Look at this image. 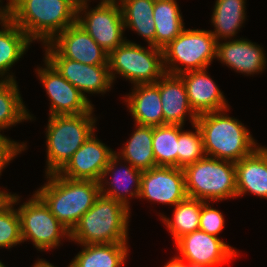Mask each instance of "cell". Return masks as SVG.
Returning a JSON list of instances; mask_svg holds the SVG:
<instances>
[{
    "mask_svg": "<svg viewBox=\"0 0 267 267\" xmlns=\"http://www.w3.org/2000/svg\"><path fill=\"white\" fill-rule=\"evenodd\" d=\"M45 68L36 69L50 99V116L77 115L93 112L94 108L76 87L68 82L47 60Z\"/></svg>",
    "mask_w": 267,
    "mask_h": 267,
    "instance_id": "7c38bea8",
    "label": "cell"
},
{
    "mask_svg": "<svg viewBox=\"0 0 267 267\" xmlns=\"http://www.w3.org/2000/svg\"><path fill=\"white\" fill-rule=\"evenodd\" d=\"M237 197L246 193L267 199V147H258L235 162Z\"/></svg>",
    "mask_w": 267,
    "mask_h": 267,
    "instance_id": "ffe728a7",
    "label": "cell"
},
{
    "mask_svg": "<svg viewBox=\"0 0 267 267\" xmlns=\"http://www.w3.org/2000/svg\"><path fill=\"white\" fill-rule=\"evenodd\" d=\"M100 1L90 11L86 10L87 3L78 5L77 23L109 54L127 40L123 38L125 27L119 2L117 0ZM80 13L82 15L85 13L83 18Z\"/></svg>",
    "mask_w": 267,
    "mask_h": 267,
    "instance_id": "30bf717a",
    "label": "cell"
},
{
    "mask_svg": "<svg viewBox=\"0 0 267 267\" xmlns=\"http://www.w3.org/2000/svg\"><path fill=\"white\" fill-rule=\"evenodd\" d=\"M45 46L47 60L68 82L86 98L85 93H105L112 80L108 65H88L64 58L50 43Z\"/></svg>",
    "mask_w": 267,
    "mask_h": 267,
    "instance_id": "8fae6325",
    "label": "cell"
},
{
    "mask_svg": "<svg viewBox=\"0 0 267 267\" xmlns=\"http://www.w3.org/2000/svg\"><path fill=\"white\" fill-rule=\"evenodd\" d=\"M129 211L123 204L100 194L70 232V239L80 245L127 243Z\"/></svg>",
    "mask_w": 267,
    "mask_h": 267,
    "instance_id": "277c9868",
    "label": "cell"
},
{
    "mask_svg": "<svg viewBox=\"0 0 267 267\" xmlns=\"http://www.w3.org/2000/svg\"><path fill=\"white\" fill-rule=\"evenodd\" d=\"M33 117L21 98L16 80H0V132Z\"/></svg>",
    "mask_w": 267,
    "mask_h": 267,
    "instance_id": "f546056e",
    "label": "cell"
},
{
    "mask_svg": "<svg viewBox=\"0 0 267 267\" xmlns=\"http://www.w3.org/2000/svg\"><path fill=\"white\" fill-rule=\"evenodd\" d=\"M72 1L77 5H81V4L87 3V1L89 0H72Z\"/></svg>",
    "mask_w": 267,
    "mask_h": 267,
    "instance_id": "60d3db41",
    "label": "cell"
},
{
    "mask_svg": "<svg viewBox=\"0 0 267 267\" xmlns=\"http://www.w3.org/2000/svg\"><path fill=\"white\" fill-rule=\"evenodd\" d=\"M195 132L181 131L178 138V168L195 163L204 158L203 138L197 124L192 125Z\"/></svg>",
    "mask_w": 267,
    "mask_h": 267,
    "instance_id": "d6a6232c",
    "label": "cell"
},
{
    "mask_svg": "<svg viewBox=\"0 0 267 267\" xmlns=\"http://www.w3.org/2000/svg\"><path fill=\"white\" fill-rule=\"evenodd\" d=\"M119 161L120 158L115 153L111 157L109 164L104 169L101 180L99 181L100 194L112 198L130 209V202L126 194L131 195L129 197H139L142 171L134 168L131 164L128 167L125 165L124 168L121 166V170H118L116 166H118L117 163H119ZM110 172H112L111 178L113 176V180L108 182V180H106V176L109 175ZM105 184L108 185V188ZM132 185H135L134 188H132Z\"/></svg>",
    "mask_w": 267,
    "mask_h": 267,
    "instance_id": "44dd1931",
    "label": "cell"
},
{
    "mask_svg": "<svg viewBox=\"0 0 267 267\" xmlns=\"http://www.w3.org/2000/svg\"><path fill=\"white\" fill-rule=\"evenodd\" d=\"M123 16L125 29L131 28L141 35L148 45L155 47V22L153 9L155 0H117Z\"/></svg>",
    "mask_w": 267,
    "mask_h": 267,
    "instance_id": "4316f807",
    "label": "cell"
},
{
    "mask_svg": "<svg viewBox=\"0 0 267 267\" xmlns=\"http://www.w3.org/2000/svg\"><path fill=\"white\" fill-rule=\"evenodd\" d=\"M50 44L64 57L88 65H108V53L77 22Z\"/></svg>",
    "mask_w": 267,
    "mask_h": 267,
    "instance_id": "2e32d148",
    "label": "cell"
},
{
    "mask_svg": "<svg viewBox=\"0 0 267 267\" xmlns=\"http://www.w3.org/2000/svg\"><path fill=\"white\" fill-rule=\"evenodd\" d=\"M164 267H190L188 262L180 259L179 257L172 258Z\"/></svg>",
    "mask_w": 267,
    "mask_h": 267,
    "instance_id": "d590c367",
    "label": "cell"
},
{
    "mask_svg": "<svg viewBox=\"0 0 267 267\" xmlns=\"http://www.w3.org/2000/svg\"><path fill=\"white\" fill-rule=\"evenodd\" d=\"M0 267H6V266L0 261Z\"/></svg>",
    "mask_w": 267,
    "mask_h": 267,
    "instance_id": "b9f144b4",
    "label": "cell"
},
{
    "mask_svg": "<svg viewBox=\"0 0 267 267\" xmlns=\"http://www.w3.org/2000/svg\"><path fill=\"white\" fill-rule=\"evenodd\" d=\"M183 171L187 197L205 202L237 197L235 162L205 156Z\"/></svg>",
    "mask_w": 267,
    "mask_h": 267,
    "instance_id": "8992f818",
    "label": "cell"
},
{
    "mask_svg": "<svg viewBox=\"0 0 267 267\" xmlns=\"http://www.w3.org/2000/svg\"><path fill=\"white\" fill-rule=\"evenodd\" d=\"M216 50L217 40L210 30L184 28L162 49L165 73L179 75L191 70L206 69L216 58Z\"/></svg>",
    "mask_w": 267,
    "mask_h": 267,
    "instance_id": "52a82bcc",
    "label": "cell"
},
{
    "mask_svg": "<svg viewBox=\"0 0 267 267\" xmlns=\"http://www.w3.org/2000/svg\"><path fill=\"white\" fill-rule=\"evenodd\" d=\"M176 248L186 262H195L206 267H216L228 262L237 255V251L220 238L202 230H196L180 237Z\"/></svg>",
    "mask_w": 267,
    "mask_h": 267,
    "instance_id": "5bb4252c",
    "label": "cell"
},
{
    "mask_svg": "<svg viewBox=\"0 0 267 267\" xmlns=\"http://www.w3.org/2000/svg\"><path fill=\"white\" fill-rule=\"evenodd\" d=\"M216 58L244 75L262 72L267 62L262 47L242 38L223 43L217 41Z\"/></svg>",
    "mask_w": 267,
    "mask_h": 267,
    "instance_id": "d6986e66",
    "label": "cell"
},
{
    "mask_svg": "<svg viewBox=\"0 0 267 267\" xmlns=\"http://www.w3.org/2000/svg\"><path fill=\"white\" fill-rule=\"evenodd\" d=\"M148 47L151 50L126 40L111 51L108 68L112 83L115 74L130 80L133 85L156 83L165 74L163 51L151 45Z\"/></svg>",
    "mask_w": 267,
    "mask_h": 267,
    "instance_id": "ba28073f",
    "label": "cell"
},
{
    "mask_svg": "<svg viewBox=\"0 0 267 267\" xmlns=\"http://www.w3.org/2000/svg\"><path fill=\"white\" fill-rule=\"evenodd\" d=\"M93 112L49 116L46 129V174L59 172L96 130Z\"/></svg>",
    "mask_w": 267,
    "mask_h": 267,
    "instance_id": "5b68a950",
    "label": "cell"
},
{
    "mask_svg": "<svg viewBox=\"0 0 267 267\" xmlns=\"http://www.w3.org/2000/svg\"><path fill=\"white\" fill-rule=\"evenodd\" d=\"M32 267H55V266L43 259H40L36 261V263Z\"/></svg>",
    "mask_w": 267,
    "mask_h": 267,
    "instance_id": "8d00e7d4",
    "label": "cell"
},
{
    "mask_svg": "<svg viewBox=\"0 0 267 267\" xmlns=\"http://www.w3.org/2000/svg\"><path fill=\"white\" fill-rule=\"evenodd\" d=\"M136 130L119 153L121 160L131 164L141 171L150 170L156 166L152 148L153 127L136 124Z\"/></svg>",
    "mask_w": 267,
    "mask_h": 267,
    "instance_id": "484cf974",
    "label": "cell"
},
{
    "mask_svg": "<svg viewBox=\"0 0 267 267\" xmlns=\"http://www.w3.org/2000/svg\"><path fill=\"white\" fill-rule=\"evenodd\" d=\"M182 127L171 124L153 127L152 148L156 166L178 167V138Z\"/></svg>",
    "mask_w": 267,
    "mask_h": 267,
    "instance_id": "4dcf8cb0",
    "label": "cell"
},
{
    "mask_svg": "<svg viewBox=\"0 0 267 267\" xmlns=\"http://www.w3.org/2000/svg\"><path fill=\"white\" fill-rule=\"evenodd\" d=\"M1 2V1H0ZM6 15V7H0V20Z\"/></svg>",
    "mask_w": 267,
    "mask_h": 267,
    "instance_id": "f35d334b",
    "label": "cell"
},
{
    "mask_svg": "<svg viewBox=\"0 0 267 267\" xmlns=\"http://www.w3.org/2000/svg\"><path fill=\"white\" fill-rule=\"evenodd\" d=\"M1 1V0H0ZM9 2H7V5L10 4L13 0H8Z\"/></svg>",
    "mask_w": 267,
    "mask_h": 267,
    "instance_id": "7bdbcfd3",
    "label": "cell"
},
{
    "mask_svg": "<svg viewBox=\"0 0 267 267\" xmlns=\"http://www.w3.org/2000/svg\"><path fill=\"white\" fill-rule=\"evenodd\" d=\"M155 84L159 87L164 125L183 126L187 113L191 125L196 124L198 116L190 107L185 84L179 75L165 73Z\"/></svg>",
    "mask_w": 267,
    "mask_h": 267,
    "instance_id": "ac0fdd59",
    "label": "cell"
},
{
    "mask_svg": "<svg viewBox=\"0 0 267 267\" xmlns=\"http://www.w3.org/2000/svg\"><path fill=\"white\" fill-rule=\"evenodd\" d=\"M16 194L8 197L0 204V247L12 248L22 243L20 217L14 205L19 201Z\"/></svg>",
    "mask_w": 267,
    "mask_h": 267,
    "instance_id": "1f68e13d",
    "label": "cell"
},
{
    "mask_svg": "<svg viewBox=\"0 0 267 267\" xmlns=\"http://www.w3.org/2000/svg\"><path fill=\"white\" fill-rule=\"evenodd\" d=\"M189 266L190 267H206L202 264H199V263H195V262H188Z\"/></svg>",
    "mask_w": 267,
    "mask_h": 267,
    "instance_id": "ab89813d",
    "label": "cell"
},
{
    "mask_svg": "<svg viewBox=\"0 0 267 267\" xmlns=\"http://www.w3.org/2000/svg\"><path fill=\"white\" fill-rule=\"evenodd\" d=\"M131 94L125 97L129 112L135 124L157 127L164 125V116L160 100L159 87L154 84H138L133 86Z\"/></svg>",
    "mask_w": 267,
    "mask_h": 267,
    "instance_id": "7402d4cb",
    "label": "cell"
},
{
    "mask_svg": "<svg viewBox=\"0 0 267 267\" xmlns=\"http://www.w3.org/2000/svg\"><path fill=\"white\" fill-rule=\"evenodd\" d=\"M0 24L3 27L0 30V78L15 80L7 71L24 55L32 41L7 15ZM7 73L9 75L5 76Z\"/></svg>",
    "mask_w": 267,
    "mask_h": 267,
    "instance_id": "603a6c76",
    "label": "cell"
},
{
    "mask_svg": "<svg viewBox=\"0 0 267 267\" xmlns=\"http://www.w3.org/2000/svg\"><path fill=\"white\" fill-rule=\"evenodd\" d=\"M224 223V217L219 210L212 208L208 202L202 204L199 223L200 230L218 237L217 235L224 228Z\"/></svg>",
    "mask_w": 267,
    "mask_h": 267,
    "instance_id": "836d02e7",
    "label": "cell"
},
{
    "mask_svg": "<svg viewBox=\"0 0 267 267\" xmlns=\"http://www.w3.org/2000/svg\"><path fill=\"white\" fill-rule=\"evenodd\" d=\"M46 176L48 182L35 191V194L71 232L100 195V183L68 179L58 172Z\"/></svg>",
    "mask_w": 267,
    "mask_h": 267,
    "instance_id": "7a4b0ae2",
    "label": "cell"
},
{
    "mask_svg": "<svg viewBox=\"0 0 267 267\" xmlns=\"http://www.w3.org/2000/svg\"><path fill=\"white\" fill-rule=\"evenodd\" d=\"M17 211L22 241L32 240L37 250L46 251L60 246L61 237L66 236L70 240V231L56 219L35 193Z\"/></svg>",
    "mask_w": 267,
    "mask_h": 267,
    "instance_id": "9c48e42d",
    "label": "cell"
},
{
    "mask_svg": "<svg viewBox=\"0 0 267 267\" xmlns=\"http://www.w3.org/2000/svg\"><path fill=\"white\" fill-rule=\"evenodd\" d=\"M245 0H216L211 23L215 31H211L217 41L235 36L245 21Z\"/></svg>",
    "mask_w": 267,
    "mask_h": 267,
    "instance_id": "83f0119b",
    "label": "cell"
},
{
    "mask_svg": "<svg viewBox=\"0 0 267 267\" xmlns=\"http://www.w3.org/2000/svg\"><path fill=\"white\" fill-rule=\"evenodd\" d=\"M115 152L93 133L58 173L72 180L99 182Z\"/></svg>",
    "mask_w": 267,
    "mask_h": 267,
    "instance_id": "9a60e30c",
    "label": "cell"
},
{
    "mask_svg": "<svg viewBox=\"0 0 267 267\" xmlns=\"http://www.w3.org/2000/svg\"><path fill=\"white\" fill-rule=\"evenodd\" d=\"M186 197L183 168L157 166L142 171L138 198L175 206Z\"/></svg>",
    "mask_w": 267,
    "mask_h": 267,
    "instance_id": "4fadbf2b",
    "label": "cell"
},
{
    "mask_svg": "<svg viewBox=\"0 0 267 267\" xmlns=\"http://www.w3.org/2000/svg\"><path fill=\"white\" fill-rule=\"evenodd\" d=\"M23 143V144H22ZM21 144L13 141L0 133V175L4 167L13 160L26 146L24 142Z\"/></svg>",
    "mask_w": 267,
    "mask_h": 267,
    "instance_id": "e575fe53",
    "label": "cell"
},
{
    "mask_svg": "<svg viewBox=\"0 0 267 267\" xmlns=\"http://www.w3.org/2000/svg\"><path fill=\"white\" fill-rule=\"evenodd\" d=\"M8 192L0 190V204L8 197Z\"/></svg>",
    "mask_w": 267,
    "mask_h": 267,
    "instance_id": "74e56055",
    "label": "cell"
},
{
    "mask_svg": "<svg viewBox=\"0 0 267 267\" xmlns=\"http://www.w3.org/2000/svg\"><path fill=\"white\" fill-rule=\"evenodd\" d=\"M153 19L156 48L166 47L185 27L176 0H155Z\"/></svg>",
    "mask_w": 267,
    "mask_h": 267,
    "instance_id": "d4e9b609",
    "label": "cell"
},
{
    "mask_svg": "<svg viewBox=\"0 0 267 267\" xmlns=\"http://www.w3.org/2000/svg\"><path fill=\"white\" fill-rule=\"evenodd\" d=\"M84 248L69 267H122L128 256L127 243H100L81 245Z\"/></svg>",
    "mask_w": 267,
    "mask_h": 267,
    "instance_id": "cb8c5ba5",
    "label": "cell"
},
{
    "mask_svg": "<svg viewBox=\"0 0 267 267\" xmlns=\"http://www.w3.org/2000/svg\"><path fill=\"white\" fill-rule=\"evenodd\" d=\"M204 202L186 197L174 206L172 219L161 215L162 222L167 226L175 242L183 235L199 230L200 213Z\"/></svg>",
    "mask_w": 267,
    "mask_h": 267,
    "instance_id": "f1b7e54d",
    "label": "cell"
},
{
    "mask_svg": "<svg viewBox=\"0 0 267 267\" xmlns=\"http://www.w3.org/2000/svg\"><path fill=\"white\" fill-rule=\"evenodd\" d=\"M228 110L201 114L197 117L196 124L201 131L207 157L238 162L258 146L238 119L224 113Z\"/></svg>",
    "mask_w": 267,
    "mask_h": 267,
    "instance_id": "3957f363",
    "label": "cell"
},
{
    "mask_svg": "<svg viewBox=\"0 0 267 267\" xmlns=\"http://www.w3.org/2000/svg\"><path fill=\"white\" fill-rule=\"evenodd\" d=\"M5 7L6 15L31 41L43 44L77 22L78 5L72 0H13Z\"/></svg>",
    "mask_w": 267,
    "mask_h": 267,
    "instance_id": "6da1fadb",
    "label": "cell"
},
{
    "mask_svg": "<svg viewBox=\"0 0 267 267\" xmlns=\"http://www.w3.org/2000/svg\"><path fill=\"white\" fill-rule=\"evenodd\" d=\"M179 76L185 84L190 107L197 116L229 109L223 92L207 75V68L183 72Z\"/></svg>",
    "mask_w": 267,
    "mask_h": 267,
    "instance_id": "e0dca14e",
    "label": "cell"
}]
</instances>
